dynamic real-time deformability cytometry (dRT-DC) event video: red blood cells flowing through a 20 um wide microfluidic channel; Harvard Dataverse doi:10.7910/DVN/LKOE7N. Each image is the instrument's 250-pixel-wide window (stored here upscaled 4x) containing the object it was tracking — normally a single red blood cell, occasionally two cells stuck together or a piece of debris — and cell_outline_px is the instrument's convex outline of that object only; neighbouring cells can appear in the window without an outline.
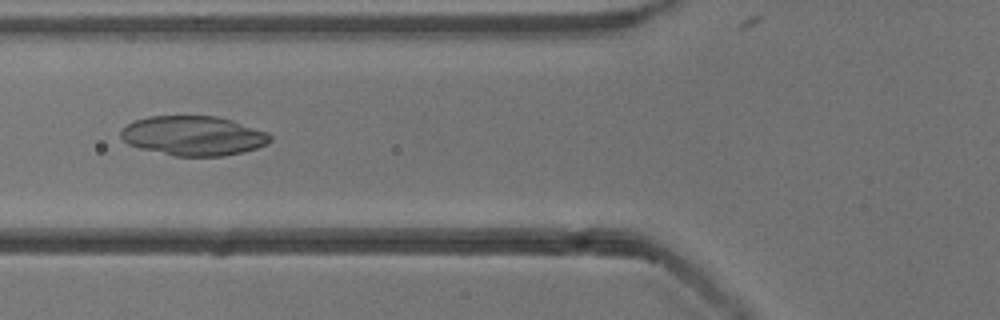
{"species": "common noctule bat (a hibernating species)", "species_latin": "Nyctalus noctula", "temperature_condition": "cold", "stored_images_in_passage": 23, "camera_frame_rate_fps": 3000, "um_per_image_px": 0.085, "animal": {"sex": "male", "body_mass_g": 13.3}, "frame": {"image": 1, "passage_image": 4, "time_ms": 1.0, "image_size_px": [1000, 320], "cell_outline_px": [[272, 140], [268, 144], [244, 152], [224, 156], [172, 156], [140, 148], [128, 144], [120, 136], [120, 132], [128, 124], [136, 120], [148, 116], [216, 116], [232, 120], [268, 132], [272, 136]], "centroid_in_image_um": [16.47, 11.54], "position_along_channel_um": 109.3, "area_um2": 34.56}}
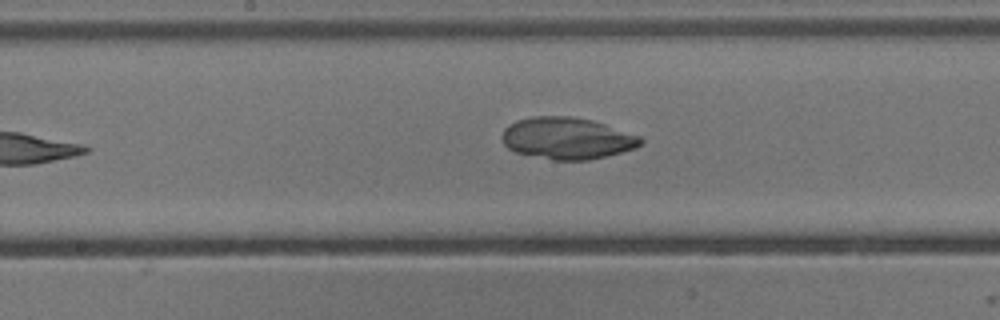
{"frame": {"image": 2, "passage_image": 11, "time_ms": 3.333, "image_size_px": [1000, 320], "cell_outline_px": [[644, 140], [636, 148], [588, 160], [552, 160], [516, 152], [508, 148], [504, 144], [504, 128], [508, 124], [516, 120], [532, 116], [572, 116], [592, 120], [640, 136]], "centroid_in_image_um": [48.19, 11.74], "position_along_channel_um": 200.0, "area_um2": 33.52}}
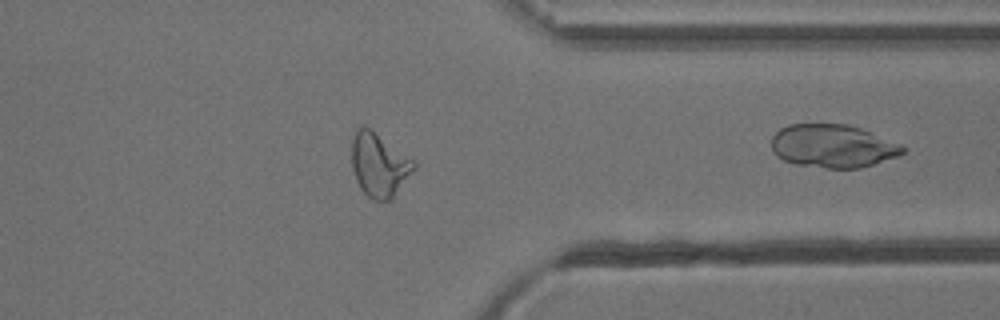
{"frame": {"image": 3, "passage_image": 22, "time_ms": 7.0, "image_size_px": [1000, 320], "cell_outline_px": [[416, 168], [392, 196], [388, 200], [372, 200], [360, 188], [356, 180], [352, 168], [352, 136], [356, 128], [368, 128], [412, 160], [416, 164]], "centroid_in_image_um": [32.18, 14.03], "position_along_channel_um": 379.2, "area_um2": 22.2}}